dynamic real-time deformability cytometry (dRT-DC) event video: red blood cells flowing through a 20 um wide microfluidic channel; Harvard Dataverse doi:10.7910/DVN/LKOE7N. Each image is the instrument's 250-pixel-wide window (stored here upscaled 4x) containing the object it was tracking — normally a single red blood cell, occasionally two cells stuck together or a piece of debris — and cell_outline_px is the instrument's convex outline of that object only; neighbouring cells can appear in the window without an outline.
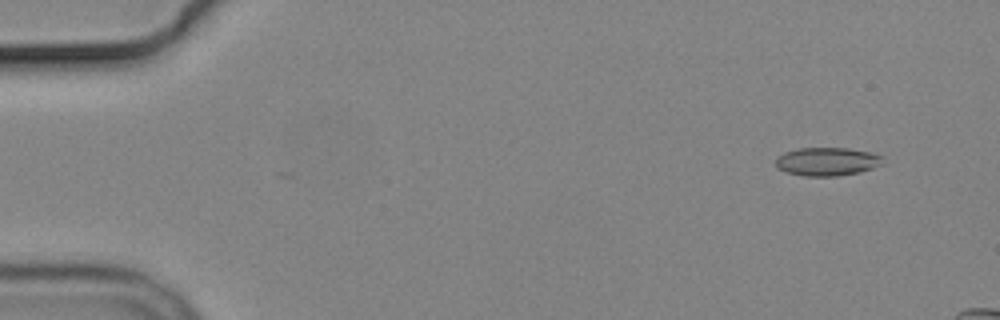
{"species": "common noctule bat (a hibernating species)", "species_latin": "Nyctalus noctula", "temperature_condition": "cold", "stored_images_in_passage": 4, "camera_frame_rate_fps": 3000, "um_per_image_px": 0.085, "animal": {"sex": "male", "body_mass_g": 19.2, "forearm_length_mm": 51.8}, "frame": {"image": 1, "passage_image": 1, "time_ms": 0.0, "image_size_px": [1000, 320], "cell_outline_px": [[884, 156], [880, 164], [872, 168], [860, 172], [836, 176], [804, 176], [788, 172], [776, 168], [776, 156], [784, 152], [800, 148], [848, 148], [872, 152]], "centroid_in_image_um": [70.29, 13.72], "position_along_channel_um": 14.7, "area_um2": 17.74}}